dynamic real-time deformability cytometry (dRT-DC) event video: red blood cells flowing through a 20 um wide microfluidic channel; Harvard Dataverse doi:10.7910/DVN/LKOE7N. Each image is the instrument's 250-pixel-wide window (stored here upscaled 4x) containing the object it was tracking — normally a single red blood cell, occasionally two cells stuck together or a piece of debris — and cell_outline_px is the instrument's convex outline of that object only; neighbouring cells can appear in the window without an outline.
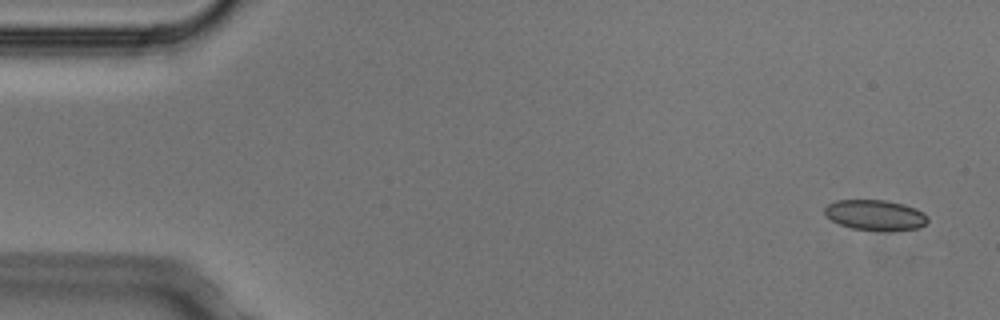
{"species": "Egyptian fruit bat (a non-hibernating species)", "species_latin": "Rousettus aegyptiacus", "temperature_condition": "cold", "stored_images_in_passage": 7, "camera_frame_rate_fps": 3000, "um_per_image_px": 0.085, "animal": {"sex": "male"}, "frame": {"image": 1, "passage_image": 1, "time_ms": 0.0, "image_size_px": [1000, 320], "cell_outline_px": [[928, 220], [920, 228], [888, 232], [884, 232], [852, 228], [840, 224], [832, 220], [824, 212], [824, 208], [828, 204], [836, 200], [884, 200], [904, 204], [916, 208], [924, 212], [928, 216]], "centroid_in_image_um": [74.44, 18.29], "position_along_channel_um": 10.6, "area_um2": 18.55}}
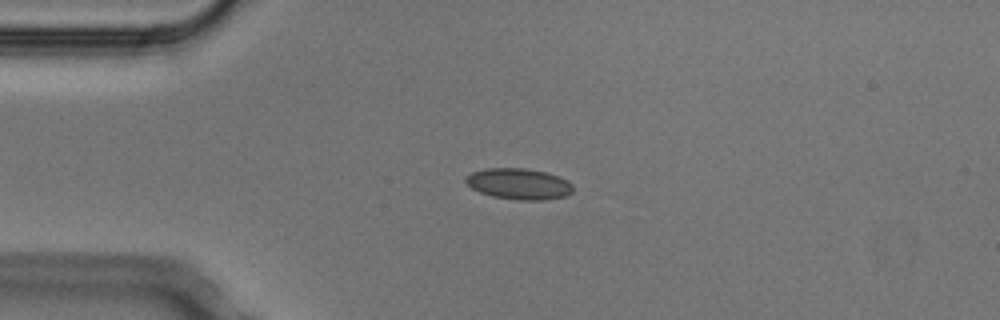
{"frame": {"image": 2, "passage_image": 4, "time_ms": 1.0, "image_size_px": [1000, 320], "cell_outline_px": [[572, 192], [564, 196], [544, 200], [520, 200], [492, 196], [480, 192], [472, 188], [464, 180], [464, 176], [472, 172], [484, 168], [524, 168], [544, 172], [568, 180], [572, 184]], "centroid_in_image_um": [44.07, 15.62], "position_along_channel_um": 40.9, "area_um2": 19.31}}
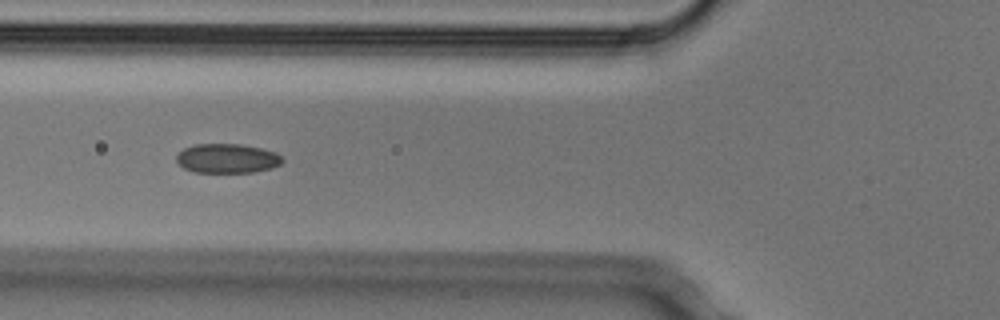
{"frame": {"image": 3, "passage_image": 6, "time_ms": 1.667, "image_size_px": [1000, 320], "cell_outline_px": [[284, 160], [280, 164], [272, 168], [252, 172], [196, 172], [184, 168], [176, 160], [176, 156], [184, 148], [196, 144], [240, 144], [260, 148], [276, 152]], "centroid_in_image_um": [19.32, 13.46], "position_along_channel_um": 106.5, "area_um2": 17.98}}